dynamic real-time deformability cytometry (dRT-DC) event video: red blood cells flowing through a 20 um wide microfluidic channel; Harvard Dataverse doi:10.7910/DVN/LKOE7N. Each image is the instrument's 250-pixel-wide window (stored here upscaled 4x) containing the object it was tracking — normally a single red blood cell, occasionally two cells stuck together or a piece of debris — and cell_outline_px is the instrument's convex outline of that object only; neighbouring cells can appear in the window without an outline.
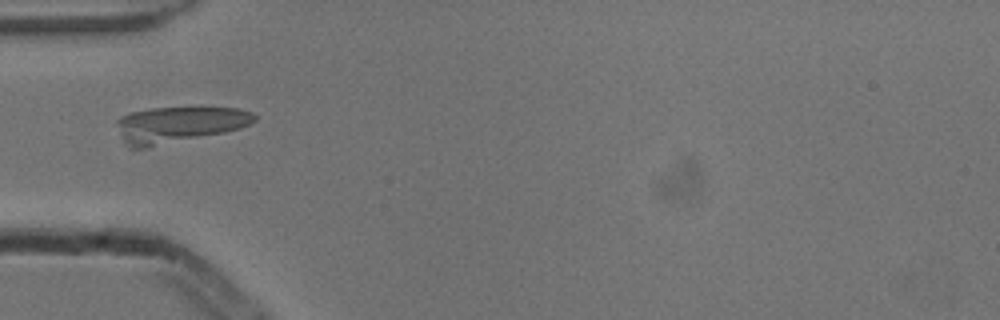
{"species": "common noctule bat (a hibernating species)", "species_latin": "Nyctalus noctula", "temperature_condition": "cold", "stored_images_in_passage": 5, "camera_frame_rate_fps": 3000, "um_per_image_px": 0.085, "animal": {"sex": "male", "body_mass_g": 13.3}, "frame": {"image": 1, "passage_image": 5, "time_ms": 1.333, "image_size_px": [1000, 320], "cell_outline_px": [[256, 120], [240, 128], [224, 132], [148, 148], [132, 148], [124, 140], [120, 132], [116, 120], [120, 116], [128, 112], [152, 108], [240, 108], [252, 112], [256, 116]], "centroid_in_image_um": [15.19, 10.58], "position_along_channel_um": 69.8, "area_um2": 28.67}}